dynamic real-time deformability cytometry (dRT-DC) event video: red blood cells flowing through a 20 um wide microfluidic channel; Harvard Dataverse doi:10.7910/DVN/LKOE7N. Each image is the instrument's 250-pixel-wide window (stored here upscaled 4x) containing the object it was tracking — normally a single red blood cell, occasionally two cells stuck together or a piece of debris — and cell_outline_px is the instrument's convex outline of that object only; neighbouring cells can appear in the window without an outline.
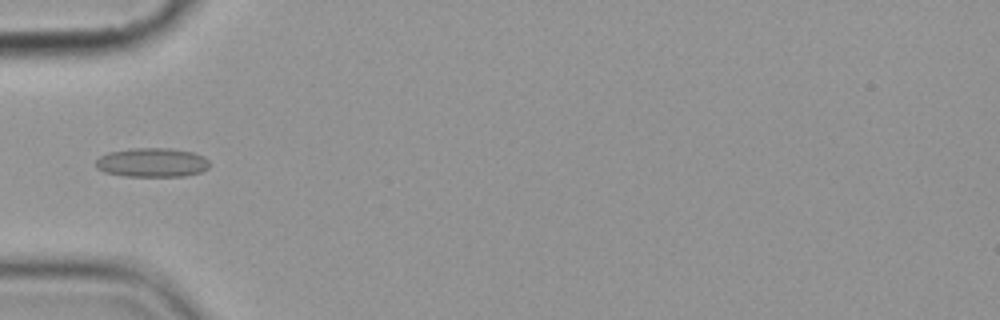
{"species": "common noctule bat (a hibernating species)", "species_latin": "Nyctalus noctula", "temperature_condition": "cold", "stored_images_in_passage": 8, "camera_frame_rate_fps": 3000, "um_per_image_px": 0.085, "animal": {"sex": "female", "body_mass_g": 19.9}, "frame": {"image": 1, "passage_image": 6, "time_ms": 5.667, "image_size_px": [1000, 320], "cell_outline_px": [[208, 168], [200, 172], [184, 176], [124, 176], [104, 172], [96, 168], [96, 160], [100, 156], [108, 152], [136, 148], [168, 148], [192, 152], [204, 156], [208, 160]], "centroid_in_image_um": [12.91, 13.81], "position_along_channel_um": 72.1, "area_um2": 19.25}}
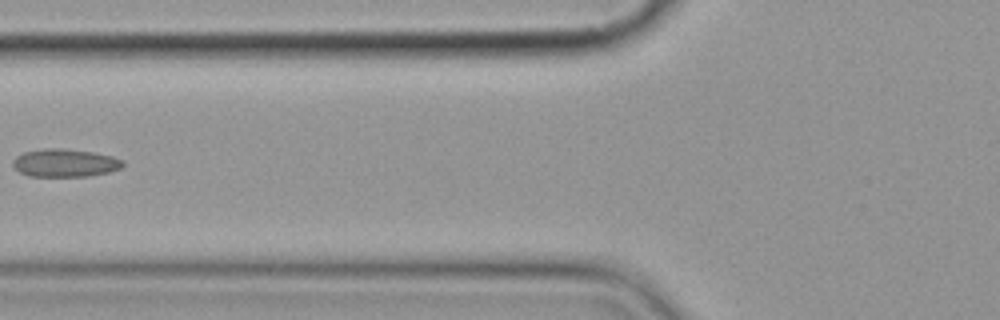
{"frame": {"image": 2, "passage_image": 7, "time_ms": 7.0, "image_size_px": [1000, 320], "cell_outline_px": [[124, 164], [120, 168], [108, 172], [88, 176], [28, 176], [20, 172], [12, 164], [12, 160], [16, 156], [24, 152], [44, 148], [64, 148], [92, 152], [112, 156], [124, 160]], "centroid_in_image_um": [5.51, 13.84], "position_along_channel_um": 120.3, "area_um2": 17.92}}
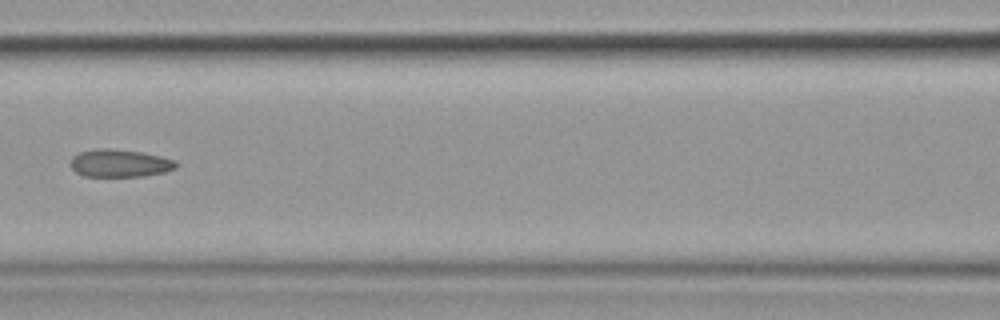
{"frame": {"image": 3, "passage_image": 8, "time_ms": 8.0, "image_size_px": [1000, 320], "cell_outline_px": [[180, 164], [176, 168], [164, 172], [144, 176], [84, 176], [76, 172], [68, 164], [72, 156], [80, 152], [96, 148], [112, 148], [140, 152], [160, 156], [176, 160]], "centroid_in_image_um": [10.17, 13.87], "position_along_channel_um": 156.4, "area_um2": 17.22}}